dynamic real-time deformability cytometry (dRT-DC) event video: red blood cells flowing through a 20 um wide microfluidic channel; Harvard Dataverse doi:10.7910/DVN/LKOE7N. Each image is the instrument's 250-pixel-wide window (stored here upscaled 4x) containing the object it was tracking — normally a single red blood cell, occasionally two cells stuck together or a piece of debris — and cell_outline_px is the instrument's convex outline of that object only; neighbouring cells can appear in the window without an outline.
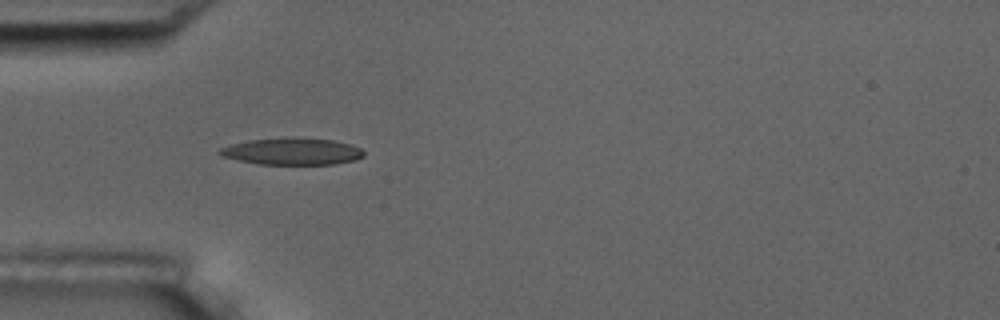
{"species": "common noctule bat (a hibernating species)", "species_latin": "Nyctalus noctula", "temperature_condition": "room temperature", "stored_images_in_passage": 8, "camera_frame_rate_fps": 3000, "um_per_image_px": 0.085, "animal": {"sex": "male", "body_mass_g": 17.5, "forearm_length_mm": 52.3}, "frame": {"image": 1, "passage_image": 5, "time_ms": 4.667, "image_size_px": [1000, 320], "cell_outline_px": [[364, 156], [356, 160], [336, 164], [260, 164], [220, 156], [216, 152], [220, 148], [228, 144], [248, 140], [292, 136], [332, 140], [352, 144], [360, 148], [364, 152]], "centroid_in_image_um": [24.82, 12.85], "position_along_channel_um": 60.2, "area_um2": 22.95}}
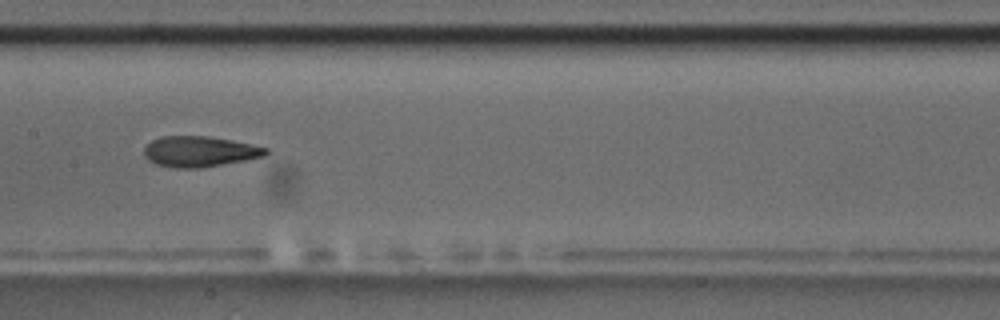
{"frame": {"image": 2, "passage_image": 8, "time_ms": 8.333, "image_size_px": [1000, 320], "cell_outline_px": [[268, 152], [264, 156], [244, 160], [200, 168], [172, 168], [156, 164], [148, 160], [144, 156], [144, 148], [152, 140], [160, 136], [208, 136], [232, 140], [252, 144], [268, 148]], "centroid_in_image_um": [16.94, 12.88], "position_along_channel_um": 190.5, "area_um2": 21.73}}